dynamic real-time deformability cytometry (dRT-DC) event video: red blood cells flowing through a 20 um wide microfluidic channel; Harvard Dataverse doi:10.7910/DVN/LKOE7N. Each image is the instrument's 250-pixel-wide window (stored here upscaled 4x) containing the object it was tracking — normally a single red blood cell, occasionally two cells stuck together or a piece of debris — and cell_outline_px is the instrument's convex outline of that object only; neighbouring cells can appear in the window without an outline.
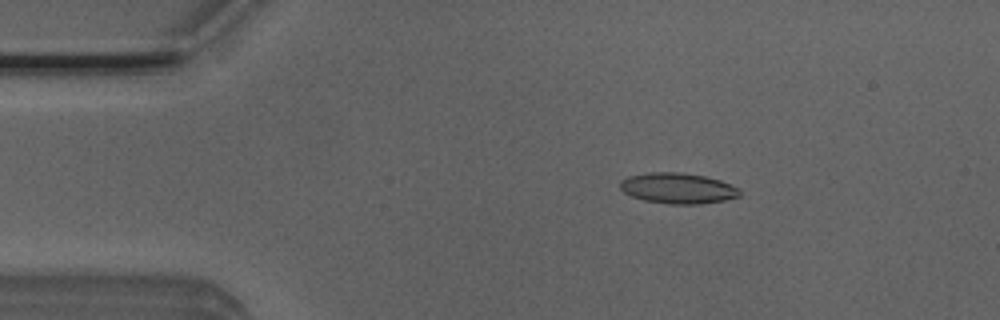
{"species": "Egyptian fruit bat (a non-hibernating species)", "species_latin": "Rousettus aegyptiacus", "temperature_condition": "room temperature", "stored_images_in_passage": 15, "camera_frame_rate_fps": 3000, "um_per_image_px": 0.085, "animal": {"sex": "male"}, "frame": {"image": 1, "passage_image": 9, "time_ms": 2.667, "image_size_px": [1000, 320], "cell_outline_px": [[740, 196], [724, 200], [696, 204], [668, 204], [644, 200], [632, 196], [624, 192], [620, 188], [620, 180], [628, 176], [648, 172], [680, 172], [704, 176], [720, 180], [740, 188]], "centroid_in_image_um": [57.6, 15.99], "position_along_channel_um": 27.4, "area_um2": 21.39}}